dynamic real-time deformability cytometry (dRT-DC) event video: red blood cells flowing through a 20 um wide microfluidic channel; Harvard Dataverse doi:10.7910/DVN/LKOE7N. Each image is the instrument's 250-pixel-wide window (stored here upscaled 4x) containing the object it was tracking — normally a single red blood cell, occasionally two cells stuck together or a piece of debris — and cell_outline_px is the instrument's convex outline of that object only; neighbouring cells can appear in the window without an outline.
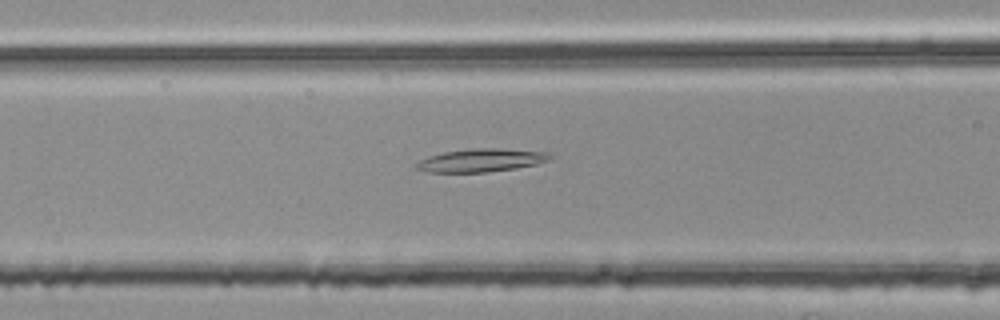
{"species": "common noctule bat (a hibernating species)", "species_latin": "Nyctalus noctula", "temperature_condition": "room temperature", "stored_images_in_passage": 53, "segment_of_instrument_passage": [1, 2], "camera_frame_rate_fps": 3000, "um_per_image_px": 0.085, "animal": {"sex": "female", "body_mass_g": 25.1}, "frame": {"image": 1, "passage_image": 20, "time_ms": 6.333, "image_size_px": [1000, 320], "cell_outline_px": [[552, 156], [548, 160], [536, 164], [516, 168], [488, 172], [424, 172], [416, 168], [416, 164], [420, 160], [428, 156], [444, 152], [472, 148], [496, 148], [548, 152]], "centroid_in_image_um": [40.88, 13.62], "position_along_channel_um": 125.7, "area_um2": 17.92}}
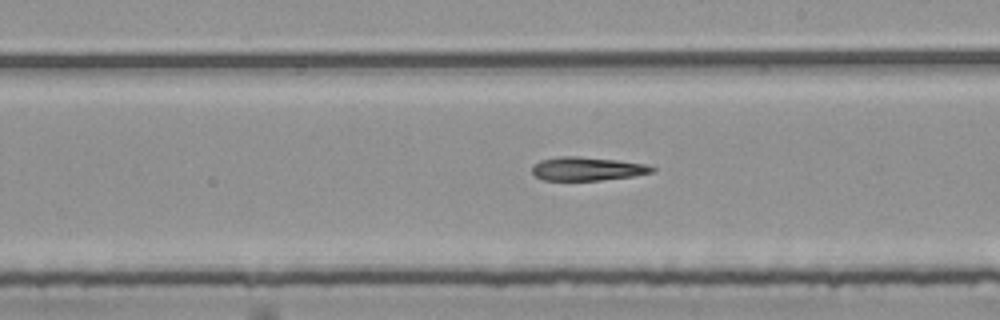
{"frame": {"image": 2, "passage_image": 29, "time_ms": 9.333, "image_size_px": [1000, 320], "cell_outline_px": [[656, 172], [632, 176], [600, 180], [544, 180], [536, 176], [532, 172], [532, 164], [540, 160], [560, 156], [580, 156], [616, 160], [644, 164], [656, 168]], "centroid_in_image_um": [49.9, 14.34], "position_along_channel_um": 239.1, "area_um2": 16.47}}
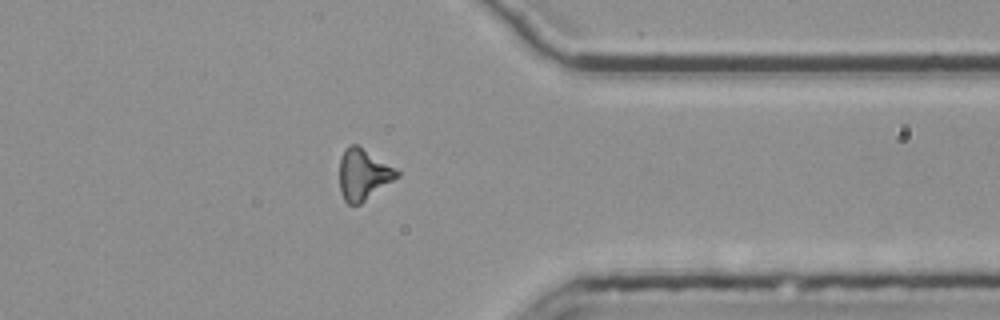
{"frame": {"image": 3, "passage_image": 41, "time_ms": 13.333, "image_size_px": [1000, 320], "cell_outline_px": [[400, 176], [360, 204], [348, 204], [344, 200], [340, 192], [340, 156], [344, 148], [348, 144], [356, 144], [396, 168], [400, 172]], "centroid_in_image_um": [30.87, 14.82], "position_along_channel_um": 380.5, "area_um2": 17.17}}